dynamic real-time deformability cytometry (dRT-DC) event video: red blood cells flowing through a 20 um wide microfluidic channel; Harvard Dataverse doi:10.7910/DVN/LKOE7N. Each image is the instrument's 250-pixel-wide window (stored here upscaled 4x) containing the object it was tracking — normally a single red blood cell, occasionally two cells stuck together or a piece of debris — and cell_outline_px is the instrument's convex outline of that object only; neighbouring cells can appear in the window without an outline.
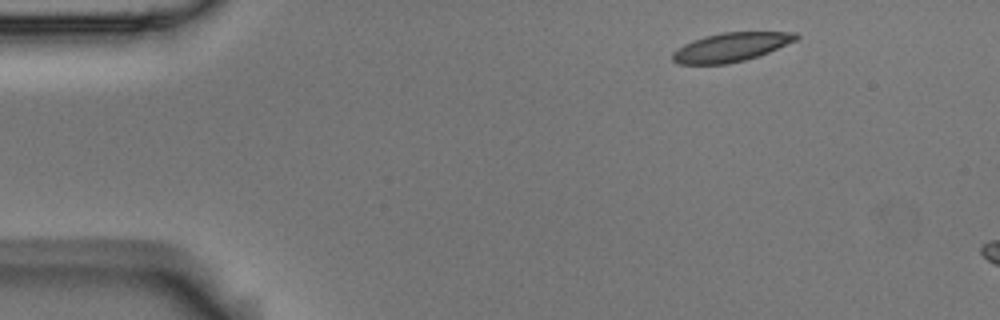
{"species": "Egyptian fruit bat (a non-hibernating species)", "species_latin": "Rousettus aegyptiacus", "temperature_condition": "room temperature", "stored_images_in_passage": 2, "camera_frame_rate_fps": 3000, "um_per_image_px": 0.085, "animal": {"sex": "male"}, "frame": {"image": 1, "passage_image": 1, "time_ms": 0.0, "image_size_px": [1000, 320], "cell_outline_px": [[800, 36], [796, 40], [768, 52], [744, 60], [728, 64], [680, 64], [672, 60], [672, 52], [676, 48], [684, 44], [704, 36], [720, 32], [796, 32]], "centroid_in_image_um": [62.1, 4.0], "position_along_channel_um": 22.9, "area_um2": 20.69}}